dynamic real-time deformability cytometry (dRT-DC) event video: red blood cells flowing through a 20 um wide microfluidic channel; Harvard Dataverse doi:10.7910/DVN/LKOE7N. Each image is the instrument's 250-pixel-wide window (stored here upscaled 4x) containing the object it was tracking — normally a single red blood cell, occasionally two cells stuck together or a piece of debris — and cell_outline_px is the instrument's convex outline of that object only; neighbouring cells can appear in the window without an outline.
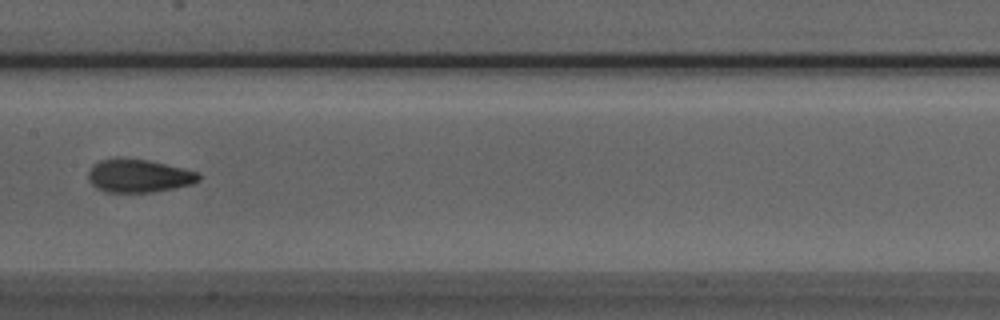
{"species": "Egyptian fruit bat (a non-hibernating species)", "species_latin": "Rousettus aegyptiacus", "temperature_condition": "room temperature", "stored_images_in_passage": 5, "camera_frame_rate_fps": 3000, "um_per_image_px": 0.085, "animal": {"sex": "male"}, "frame": {"image": 1, "passage_image": 5, "time_ms": 1.333, "image_size_px": [1000, 320], "cell_outline_px": [[200, 180], [192, 184], [152, 192], [108, 192], [96, 188], [88, 180], [88, 172], [100, 160], [116, 156], [120, 156], [148, 160], [184, 168], [200, 172]], "centroid_in_image_um": [11.79, 14.92], "position_along_channel_um": 195.6, "area_um2": 21.56}}